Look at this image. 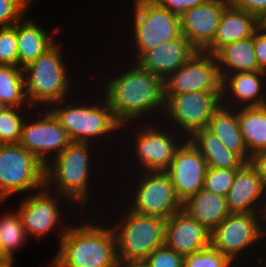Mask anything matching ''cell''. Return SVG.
Instances as JSON below:
<instances>
[{"label": "cell", "instance_id": "obj_40", "mask_svg": "<svg viewBox=\"0 0 266 267\" xmlns=\"http://www.w3.org/2000/svg\"><path fill=\"white\" fill-rule=\"evenodd\" d=\"M249 162L257 171L261 183L266 190V151L252 155Z\"/></svg>", "mask_w": 266, "mask_h": 267}, {"label": "cell", "instance_id": "obj_18", "mask_svg": "<svg viewBox=\"0 0 266 267\" xmlns=\"http://www.w3.org/2000/svg\"><path fill=\"white\" fill-rule=\"evenodd\" d=\"M221 105L228 108L266 105V73L236 72L220 75Z\"/></svg>", "mask_w": 266, "mask_h": 267}, {"label": "cell", "instance_id": "obj_41", "mask_svg": "<svg viewBox=\"0 0 266 267\" xmlns=\"http://www.w3.org/2000/svg\"><path fill=\"white\" fill-rule=\"evenodd\" d=\"M118 267H148L144 261L118 262Z\"/></svg>", "mask_w": 266, "mask_h": 267}, {"label": "cell", "instance_id": "obj_14", "mask_svg": "<svg viewBox=\"0 0 266 267\" xmlns=\"http://www.w3.org/2000/svg\"><path fill=\"white\" fill-rule=\"evenodd\" d=\"M35 111L37 112L38 109L31 111L34 112L33 116L31 112L30 116H26L18 144L45 166L54 156L61 153L71 140L47 108L38 111V114Z\"/></svg>", "mask_w": 266, "mask_h": 267}, {"label": "cell", "instance_id": "obj_39", "mask_svg": "<svg viewBox=\"0 0 266 267\" xmlns=\"http://www.w3.org/2000/svg\"><path fill=\"white\" fill-rule=\"evenodd\" d=\"M161 7L181 16L187 10L204 4L207 0H154Z\"/></svg>", "mask_w": 266, "mask_h": 267}, {"label": "cell", "instance_id": "obj_35", "mask_svg": "<svg viewBox=\"0 0 266 267\" xmlns=\"http://www.w3.org/2000/svg\"><path fill=\"white\" fill-rule=\"evenodd\" d=\"M30 6L28 0H0V28L14 25L29 12Z\"/></svg>", "mask_w": 266, "mask_h": 267}, {"label": "cell", "instance_id": "obj_3", "mask_svg": "<svg viewBox=\"0 0 266 267\" xmlns=\"http://www.w3.org/2000/svg\"><path fill=\"white\" fill-rule=\"evenodd\" d=\"M70 224L52 261L55 267H118L116 240L108 221ZM89 222V223H88ZM96 222V223H95ZM102 223V224H101ZM75 224V225H74ZM107 224V225H106Z\"/></svg>", "mask_w": 266, "mask_h": 267}, {"label": "cell", "instance_id": "obj_31", "mask_svg": "<svg viewBox=\"0 0 266 267\" xmlns=\"http://www.w3.org/2000/svg\"><path fill=\"white\" fill-rule=\"evenodd\" d=\"M28 109L31 111L34 108L7 107L0 114V144L9 145L19 143L22 126L27 116L25 112L28 111Z\"/></svg>", "mask_w": 266, "mask_h": 267}, {"label": "cell", "instance_id": "obj_29", "mask_svg": "<svg viewBox=\"0 0 266 267\" xmlns=\"http://www.w3.org/2000/svg\"><path fill=\"white\" fill-rule=\"evenodd\" d=\"M0 103L6 107L27 108L23 68L0 65Z\"/></svg>", "mask_w": 266, "mask_h": 267}, {"label": "cell", "instance_id": "obj_48", "mask_svg": "<svg viewBox=\"0 0 266 267\" xmlns=\"http://www.w3.org/2000/svg\"><path fill=\"white\" fill-rule=\"evenodd\" d=\"M28 1H29L31 4H32V3L34 4L36 0H28Z\"/></svg>", "mask_w": 266, "mask_h": 267}, {"label": "cell", "instance_id": "obj_11", "mask_svg": "<svg viewBox=\"0 0 266 267\" xmlns=\"http://www.w3.org/2000/svg\"><path fill=\"white\" fill-rule=\"evenodd\" d=\"M19 200V206L16 210L20 216L23 228L26 231L29 240L30 237H34V239L37 240H41L42 238L45 239V237L50 234H55L54 231H56V233L58 231V234H55L59 235V238H57L58 245L71 224V220H69L70 223L68 222L69 225L66 223L65 225H63L64 223L61 224V220H63V218L66 219L64 216L66 213H64V211L66 212L67 210H63L62 205L65 203V205L70 206L71 204V208L72 205L75 207H73V210H80L67 197L52 192L45 186L37 192H33L25 195V197L19 198ZM62 200L66 201L62 202Z\"/></svg>", "mask_w": 266, "mask_h": 267}, {"label": "cell", "instance_id": "obj_44", "mask_svg": "<svg viewBox=\"0 0 266 267\" xmlns=\"http://www.w3.org/2000/svg\"><path fill=\"white\" fill-rule=\"evenodd\" d=\"M7 107L3 104L0 103V114L6 109Z\"/></svg>", "mask_w": 266, "mask_h": 267}, {"label": "cell", "instance_id": "obj_27", "mask_svg": "<svg viewBox=\"0 0 266 267\" xmlns=\"http://www.w3.org/2000/svg\"><path fill=\"white\" fill-rule=\"evenodd\" d=\"M211 168L239 169L245 162L206 128L196 130L189 138Z\"/></svg>", "mask_w": 266, "mask_h": 267}, {"label": "cell", "instance_id": "obj_25", "mask_svg": "<svg viewBox=\"0 0 266 267\" xmlns=\"http://www.w3.org/2000/svg\"><path fill=\"white\" fill-rule=\"evenodd\" d=\"M182 209L210 232L230 214L226 197L204 189L183 202Z\"/></svg>", "mask_w": 266, "mask_h": 267}, {"label": "cell", "instance_id": "obj_22", "mask_svg": "<svg viewBox=\"0 0 266 267\" xmlns=\"http://www.w3.org/2000/svg\"><path fill=\"white\" fill-rule=\"evenodd\" d=\"M26 15L16 22L18 67L21 68L50 49L57 42L56 34L61 31L60 26H56L57 28H53L54 32H48V28L44 29L40 22H35L34 18L29 19Z\"/></svg>", "mask_w": 266, "mask_h": 267}, {"label": "cell", "instance_id": "obj_2", "mask_svg": "<svg viewBox=\"0 0 266 267\" xmlns=\"http://www.w3.org/2000/svg\"><path fill=\"white\" fill-rule=\"evenodd\" d=\"M94 146V144L87 142L71 141L61 153L54 156L44 166V173L45 187L47 189L67 197L75 206L77 205L81 209V214L83 209L90 210L89 212L92 213V216L88 217H91V219L94 217L95 220L97 218L93 216L96 215L93 211H96L95 206H98L95 205L97 204L96 200L94 201L95 203H92L94 198L91 195L96 194L89 192L92 191V188L90 189L92 178L96 176L92 167L95 164L94 156H98L92 154V152H95L93 150ZM88 205L90 206L89 208L87 207Z\"/></svg>", "mask_w": 266, "mask_h": 267}, {"label": "cell", "instance_id": "obj_4", "mask_svg": "<svg viewBox=\"0 0 266 267\" xmlns=\"http://www.w3.org/2000/svg\"><path fill=\"white\" fill-rule=\"evenodd\" d=\"M100 93L101 91L98 96L100 95L101 99H98V102L96 100L91 102L92 99L88 97L87 100L84 99V102L75 100L72 103V99L70 102L69 98H66L47 108L66 131L71 141L100 145L99 141L105 140V142L108 141V146L109 140L111 141L112 138L115 140L113 135L116 136L122 131L108 102Z\"/></svg>", "mask_w": 266, "mask_h": 267}, {"label": "cell", "instance_id": "obj_20", "mask_svg": "<svg viewBox=\"0 0 266 267\" xmlns=\"http://www.w3.org/2000/svg\"><path fill=\"white\" fill-rule=\"evenodd\" d=\"M230 213H264L266 190L250 162L236 171L234 182L226 195Z\"/></svg>", "mask_w": 266, "mask_h": 267}, {"label": "cell", "instance_id": "obj_16", "mask_svg": "<svg viewBox=\"0 0 266 267\" xmlns=\"http://www.w3.org/2000/svg\"><path fill=\"white\" fill-rule=\"evenodd\" d=\"M207 168L204 157L187 138L177 149L169 168L165 171L181 203L203 189Z\"/></svg>", "mask_w": 266, "mask_h": 267}, {"label": "cell", "instance_id": "obj_43", "mask_svg": "<svg viewBox=\"0 0 266 267\" xmlns=\"http://www.w3.org/2000/svg\"><path fill=\"white\" fill-rule=\"evenodd\" d=\"M3 203L5 204L6 203V200H0V205L3 204ZM0 258H2V241H1V235H0Z\"/></svg>", "mask_w": 266, "mask_h": 267}, {"label": "cell", "instance_id": "obj_12", "mask_svg": "<svg viewBox=\"0 0 266 267\" xmlns=\"http://www.w3.org/2000/svg\"><path fill=\"white\" fill-rule=\"evenodd\" d=\"M45 186L44 165L19 144H0V200Z\"/></svg>", "mask_w": 266, "mask_h": 267}, {"label": "cell", "instance_id": "obj_32", "mask_svg": "<svg viewBox=\"0 0 266 267\" xmlns=\"http://www.w3.org/2000/svg\"><path fill=\"white\" fill-rule=\"evenodd\" d=\"M184 267H239L230 258L214 249H205L184 256Z\"/></svg>", "mask_w": 266, "mask_h": 267}, {"label": "cell", "instance_id": "obj_36", "mask_svg": "<svg viewBox=\"0 0 266 267\" xmlns=\"http://www.w3.org/2000/svg\"><path fill=\"white\" fill-rule=\"evenodd\" d=\"M148 267H184V256L162 246L155 249L145 260Z\"/></svg>", "mask_w": 266, "mask_h": 267}, {"label": "cell", "instance_id": "obj_34", "mask_svg": "<svg viewBox=\"0 0 266 267\" xmlns=\"http://www.w3.org/2000/svg\"><path fill=\"white\" fill-rule=\"evenodd\" d=\"M0 65L18 67L16 23L0 28Z\"/></svg>", "mask_w": 266, "mask_h": 267}, {"label": "cell", "instance_id": "obj_33", "mask_svg": "<svg viewBox=\"0 0 266 267\" xmlns=\"http://www.w3.org/2000/svg\"><path fill=\"white\" fill-rule=\"evenodd\" d=\"M236 171L237 169L208 167L204 178L203 189L226 197L234 182Z\"/></svg>", "mask_w": 266, "mask_h": 267}, {"label": "cell", "instance_id": "obj_15", "mask_svg": "<svg viewBox=\"0 0 266 267\" xmlns=\"http://www.w3.org/2000/svg\"><path fill=\"white\" fill-rule=\"evenodd\" d=\"M222 79L214 54L197 51L164 80V95L194 91H221Z\"/></svg>", "mask_w": 266, "mask_h": 267}, {"label": "cell", "instance_id": "obj_45", "mask_svg": "<svg viewBox=\"0 0 266 267\" xmlns=\"http://www.w3.org/2000/svg\"><path fill=\"white\" fill-rule=\"evenodd\" d=\"M48 264H49V265H48ZM47 266H48V267H55L54 264H53L52 259H51V261H50L49 263H47Z\"/></svg>", "mask_w": 266, "mask_h": 267}, {"label": "cell", "instance_id": "obj_47", "mask_svg": "<svg viewBox=\"0 0 266 267\" xmlns=\"http://www.w3.org/2000/svg\"><path fill=\"white\" fill-rule=\"evenodd\" d=\"M264 219H265V224H266V208H265V212H264Z\"/></svg>", "mask_w": 266, "mask_h": 267}, {"label": "cell", "instance_id": "obj_19", "mask_svg": "<svg viewBox=\"0 0 266 267\" xmlns=\"http://www.w3.org/2000/svg\"><path fill=\"white\" fill-rule=\"evenodd\" d=\"M164 246L185 256L210 246V231L183 209L165 223Z\"/></svg>", "mask_w": 266, "mask_h": 267}, {"label": "cell", "instance_id": "obj_38", "mask_svg": "<svg viewBox=\"0 0 266 267\" xmlns=\"http://www.w3.org/2000/svg\"><path fill=\"white\" fill-rule=\"evenodd\" d=\"M237 9L255 15L262 23L266 20V0H229Z\"/></svg>", "mask_w": 266, "mask_h": 267}, {"label": "cell", "instance_id": "obj_9", "mask_svg": "<svg viewBox=\"0 0 266 267\" xmlns=\"http://www.w3.org/2000/svg\"><path fill=\"white\" fill-rule=\"evenodd\" d=\"M136 174L134 179L129 180L133 182L129 184L131 187L126 185L127 190L131 189L127 191L129 198L125 197L123 200L124 207L138 215L156 216L165 220L182 209V203L176 196L172 181L165 171H142Z\"/></svg>", "mask_w": 266, "mask_h": 267}, {"label": "cell", "instance_id": "obj_37", "mask_svg": "<svg viewBox=\"0 0 266 267\" xmlns=\"http://www.w3.org/2000/svg\"><path fill=\"white\" fill-rule=\"evenodd\" d=\"M253 46L259 71L266 73V26L263 23L253 34Z\"/></svg>", "mask_w": 266, "mask_h": 267}, {"label": "cell", "instance_id": "obj_23", "mask_svg": "<svg viewBox=\"0 0 266 267\" xmlns=\"http://www.w3.org/2000/svg\"><path fill=\"white\" fill-rule=\"evenodd\" d=\"M262 22L252 14L229 4L223 11L212 43L204 50L214 54L222 46L253 37Z\"/></svg>", "mask_w": 266, "mask_h": 267}, {"label": "cell", "instance_id": "obj_21", "mask_svg": "<svg viewBox=\"0 0 266 267\" xmlns=\"http://www.w3.org/2000/svg\"><path fill=\"white\" fill-rule=\"evenodd\" d=\"M198 50L183 36L143 52L134 63L163 80L184 65Z\"/></svg>", "mask_w": 266, "mask_h": 267}, {"label": "cell", "instance_id": "obj_30", "mask_svg": "<svg viewBox=\"0 0 266 267\" xmlns=\"http://www.w3.org/2000/svg\"><path fill=\"white\" fill-rule=\"evenodd\" d=\"M0 235L2 258H15L14 251L20 250L29 241L16 209L11 211L6 209L1 214Z\"/></svg>", "mask_w": 266, "mask_h": 267}, {"label": "cell", "instance_id": "obj_26", "mask_svg": "<svg viewBox=\"0 0 266 267\" xmlns=\"http://www.w3.org/2000/svg\"><path fill=\"white\" fill-rule=\"evenodd\" d=\"M220 75L259 71L253 37L226 44L214 53Z\"/></svg>", "mask_w": 266, "mask_h": 267}, {"label": "cell", "instance_id": "obj_7", "mask_svg": "<svg viewBox=\"0 0 266 267\" xmlns=\"http://www.w3.org/2000/svg\"><path fill=\"white\" fill-rule=\"evenodd\" d=\"M265 237L266 224L264 213H230L210 232V245L230 258L236 265L243 267L244 263L245 266L248 263L250 265V262H248L251 260L248 257L249 254L250 256L253 255L254 258L257 257V259L260 257L259 264L263 262L261 259L262 254H254V251H262L261 249L259 251V248L262 244V247H265L264 242H262ZM253 246H256L254 251L253 249L255 248H252ZM239 262L242 266L239 265Z\"/></svg>", "mask_w": 266, "mask_h": 267}, {"label": "cell", "instance_id": "obj_10", "mask_svg": "<svg viewBox=\"0 0 266 267\" xmlns=\"http://www.w3.org/2000/svg\"><path fill=\"white\" fill-rule=\"evenodd\" d=\"M154 119V117L150 119L155 122L154 124L151 121L144 122L143 126L141 123H134L139 126H137L138 131L136 128L133 129L136 131L133 133L134 146L132 144V147L134 150H130L131 152L134 151L132 152L134 157L132 156L130 160L133 161L134 159L137 165L135 167L131 165L134 169L133 173H136L135 171H166L177 149L187 139L182 133L176 132L169 126L166 127L161 121L156 124Z\"/></svg>", "mask_w": 266, "mask_h": 267}, {"label": "cell", "instance_id": "obj_24", "mask_svg": "<svg viewBox=\"0 0 266 267\" xmlns=\"http://www.w3.org/2000/svg\"><path fill=\"white\" fill-rule=\"evenodd\" d=\"M206 129L217 136L229 151L237 154L245 163L250 161L251 156L240 130L237 108L221 105L208 121Z\"/></svg>", "mask_w": 266, "mask_h": 267}, {"label": "cell", "instance_id": "obj_28", "mask_svg": "<svg viewBox=\"0 0 266 267\" xmlns=\"http://www.w3.org/2000/svg\"><path fill=\"white\" fill-rule=\"evenodd\" d=\"M237 117L250 156L266 151V105L238 107Z\"/></svg>", "mask_w": 266, "mask_h": 267}, {"label": "cell", "instance_id": "obj_8", "mask_svg": "<svg viewBox=\"0 0 266 267\" xmlns=\"http://www.w3.org/2000/svg\"><path fill=\"white\" fill-rule=\"evenodd\" d=\"M133 17L129 24L132 28L131 40L135 53L131 56V62L136 60L143 52L158 45L176 39L182 35L180 16L161 7L154 0H132ZM133 33V34H132ZM133 39V40H132ZM135 54V55H134Z\"/></svg>", "mask_w": 266, "mask_h": 267}, {"label": "cell", "instance_id": "obj_46", "mask_svg": "<svg viewBox=\"0 0 266 267\" xmlns=\"http://www.w3.org/2000/svg\"><path fill=\"white\" fill-rule=\"evenodd\" d=\"M265 239H266V237H265ZM264 243L266 244V240H264ZM266 246V245H265ZM266 254V253H265ZM266 256V255H265ZM264 261H266V259H264ZM264 263V267H266V262H263Z\"/></svg>", "mask_w": 266, "mask_h": 267}, {"label": "cell", "instance_id": "obj_1", "mask_svg": "<svg viewBox=\"0 0 266 267\" xmlns=\"http://www.w3.org/2000/svg\"><path fill=\"white\" fill-rule=\"evenodd\" d=\"M130 63L129 61L128 66L125 65L126 68L123 64L115 67H120L122 71L118 69L117 73L112 72L111 77L107 74L109 79L101 81L106 84H100V87L103 86L100 91L103 89L102 94L123 131L129 127L133 129L134 126L129 125H134V122L138 123L142 120L143 124L147 119L149 122L151 115L159 114L160 116L156 118V122H159L165 108L164 80L149 71L140 69L134 62L131 63L132 65Z\"/></svg>", "mask_w": 266, "mask_h": 267}, {"label": "cell", "instance_id": "obj_42", "mask_svg": "<svg viewBox=\"0 0 266 267\" xmlns=\"http://www.w3.org/2000/svg\"><path fill=\"white\" fill-rule=\"evenodd\" d=\"M15 258H0V267H14Z\"/></svg>", "mask_w": 266, "mask_h": 267}, {"label": "cell", "instance_id": "obj_17", "mask_svg": "<svg viewBox=\"0 0 266 267\" xmlns=\"http://www.w3.org/2000/svg\"><path fill=\"white\" fill-rule=\"evenodd\" d=\"M229 0H207L180 16L182 35L198 50L204 51L213 41L224 9Z\"/></svg>", "mask_w": 266, "mask_h": 267}, {"label": "cell", "instance_id": "obj_6", "mask_svg": "<svg viewBox=\"0 0 266 267\" xmlns=\"http://www.w3.org/2000/svg\"><path fill=\"white\" fill-rule=\"evenodd\" d=\"M123 206L124 204L122 207L120 205V209H123L121 211L118 209L119 212H116L119 216L109 214L118 220L112 218L115 222L111 220L108 222L116 240L117 260L118 262L144 261L155 249L164 246L166 220L156 216L138 215Z\"/></svg>", "mask_w": 266, "mask_h": 267}, {"label": "cell", "instance_id": "obj_13", "mask_svg": "<svg viewBox=\"0 0 266 267\" xmlns=\"http://www.w3.org/2000/svg\"><path fill=\"white\" fill-rule=\"evenodd\" d=\"M164 99L165 108L160 121L189 138L196 130L207 127L213 113L221 106V91L164 95Z\"/></svg>", "mask_w": 266, "mask_h": 267}, {"label": "cell", "instance_id": "obj_5", "mask_svg": "<svg viewBox=\"0 0 266 267\" xmlns=\"http://www.w3.org/2000/svg\"><path fill=\"white\" fill-rule=\"evenodd\" d=\"M61 46L57 41L44 54L23 68L25 95L29 106L34 109H45L53 103L71 98L68 95L71 92L69 90L76 81H72L71 78L74 77L69 76L71 73Z\"/></svg>", "mask_w": 266, "mask_h": 267}]
</instances>
